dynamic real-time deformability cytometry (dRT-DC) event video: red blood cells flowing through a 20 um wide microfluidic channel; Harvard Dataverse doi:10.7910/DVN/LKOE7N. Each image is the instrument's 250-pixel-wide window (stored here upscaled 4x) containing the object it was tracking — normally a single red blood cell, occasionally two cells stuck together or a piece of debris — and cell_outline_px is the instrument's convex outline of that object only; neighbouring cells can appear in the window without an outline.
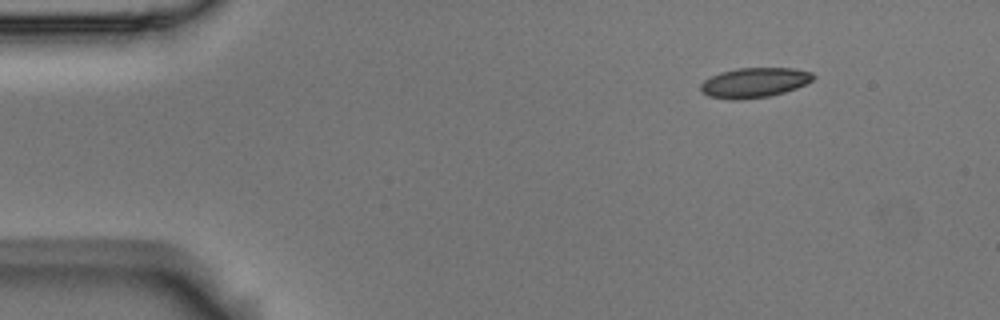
{"species": "Egyptian fruit bat (a non-hibernating species)", "species_latin": "Rousettus aegyptiacus", "temperature_condition": "room temperature", "stored_images_in_passage": 3, "camera_frame_rate_fps": 3000, "um_per_image_px": 0.085, "animal": {"sex": "male"}, "frame": {"image": 1, "passage_image": 1, "time_ms": 0.0, "image_size_px": [1000, 320], "cell_outline_px": [[816, 76], [812, 80], [796, 88], [784, 92], [768, 96], [740, 100], [732, 100], [708, 96], [700, 92], [700, 84], [704, 80], [720, 72], [736, 68], [796, 68], [812, 72]], "centroid_in_image_um": [64.1, 7.02], "position_along_channel_um": 20.9, "area_um2": 19.71}}